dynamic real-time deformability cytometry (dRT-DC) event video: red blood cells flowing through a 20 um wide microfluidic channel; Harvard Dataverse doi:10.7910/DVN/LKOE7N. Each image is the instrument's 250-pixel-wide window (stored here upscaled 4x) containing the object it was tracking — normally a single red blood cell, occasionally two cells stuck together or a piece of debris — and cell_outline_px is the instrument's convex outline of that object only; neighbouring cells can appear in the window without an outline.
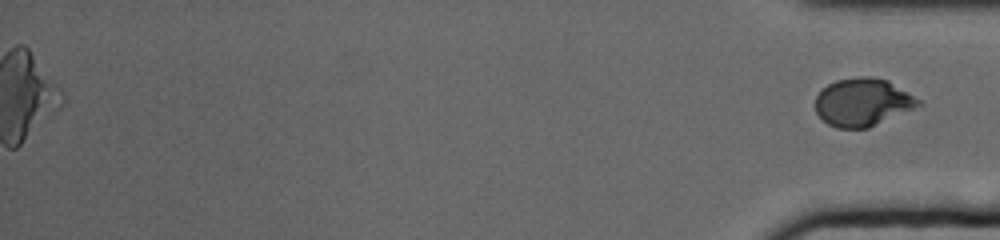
{"species": "human", "species_latin": "Homo sapiens", "temperature_condition": "cold", "stored_images_in_passage": 65, "segment_of_instrument_passage": [2, 2], "camera_frame_rate_fps": 3000, "um_per_image_px": 0.085, "donor": {"sex": "female"}, "frame": {"image": 1, "passage_image": 65, "time_ms": 21.333, "image_size_px": [1000, 240], "cell_outline_px": [[924, 104], [868, 128], [836, 128], [828, 124], [816, 112], [816, 96], [828, 84], [836, 80], [860, 76], [872, 76], [888, 80], [920, 100]], "centroid_in_image_um": [73.33, 8.68], "position_along_channel_um": 361.9, "area_um2": 28.61}}